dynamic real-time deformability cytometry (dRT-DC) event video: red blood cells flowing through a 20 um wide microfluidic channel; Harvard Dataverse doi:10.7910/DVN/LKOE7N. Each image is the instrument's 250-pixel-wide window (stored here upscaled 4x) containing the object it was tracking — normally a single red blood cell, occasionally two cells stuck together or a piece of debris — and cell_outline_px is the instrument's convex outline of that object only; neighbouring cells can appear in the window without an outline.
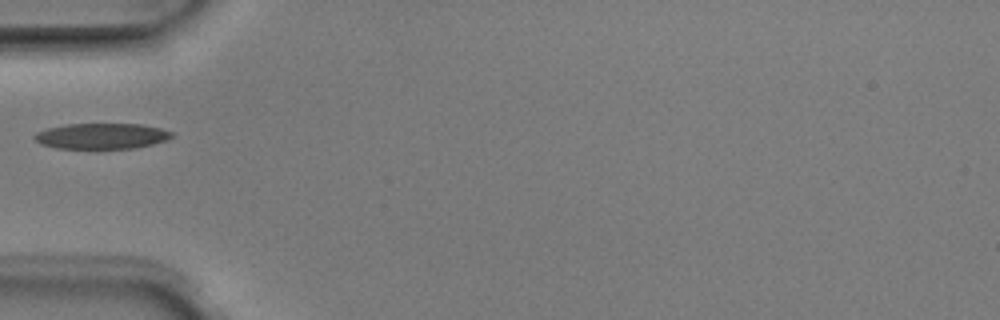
{"species": "Egyptian fruit bat (a non-hibernating species)", "species_latin": "Rousettus aegyptiacus", "temperature_condition": "room temperature", "stored_images_in_passage": 1, "camera_frame_rate_fps": 3000, "um_per_image_px": 0.085, "animal": {"sex": "male"}, "frame": {"image": 1, "passage_image": 1, "time_ms": 0.0, "image_size_px": [1000, 320], "cell_outline_px": [[172, 136], [164, 140], [152, 144], [136, 148], [96, 152], [56, 148], [40, 144], [32, 136], [36, 132], [48, 128], [64, 124], [140, 124], [160, 128], [172, 132]], "centroid_in_image_um": [8.56, 11.62], "position_along_channel_um": 76.4, "area_um2": 21.56}}